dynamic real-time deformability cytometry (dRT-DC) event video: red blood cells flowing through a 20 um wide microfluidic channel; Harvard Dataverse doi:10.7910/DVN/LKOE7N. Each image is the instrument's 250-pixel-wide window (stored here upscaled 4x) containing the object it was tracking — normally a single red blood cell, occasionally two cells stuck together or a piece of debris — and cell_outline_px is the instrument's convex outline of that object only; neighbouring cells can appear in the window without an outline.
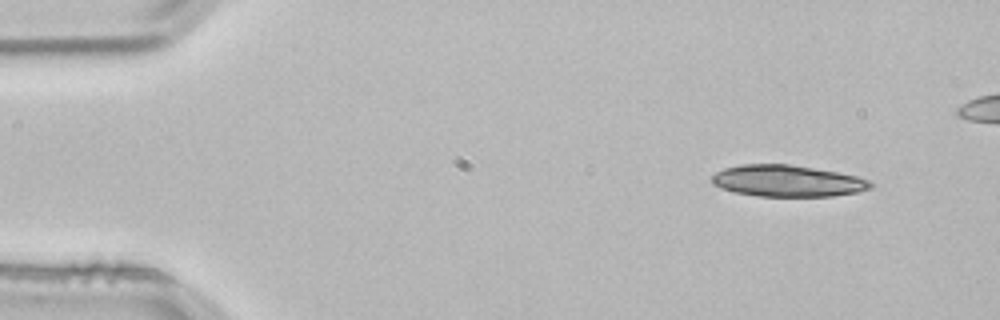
{"species": "common noctule bat (a hibernating species)", "species_latin": "Nyctalus noctula", "temperature_condition": "room temperature", "stored_images_in_passage": 4, "camera_frame_rate_fps": 3000, "um_per_image_px": 0.085, "animal": {"sex": "male", "body_mass_g": 21.5, "forearm_length_mm": 52.0}, "frame": {"image": 1, "passage_image": 1, "time_ms": 0.0, "image_size_px": [1000, 320], "cell_outline_px": [[872, 188], [856, 192], [832, 196], [756, 196], [732, 192], [720, 188], [712, 184], [712, 176], [716, 172], [724, 168], [740, 164], [788, 164], [836, 172], [856, 176], [868, 180], [872, 184]], "centroid_in_image_um": [66.87, 15.38], "position_along_channel_um": 18.1, "area_um2": 29.07}}
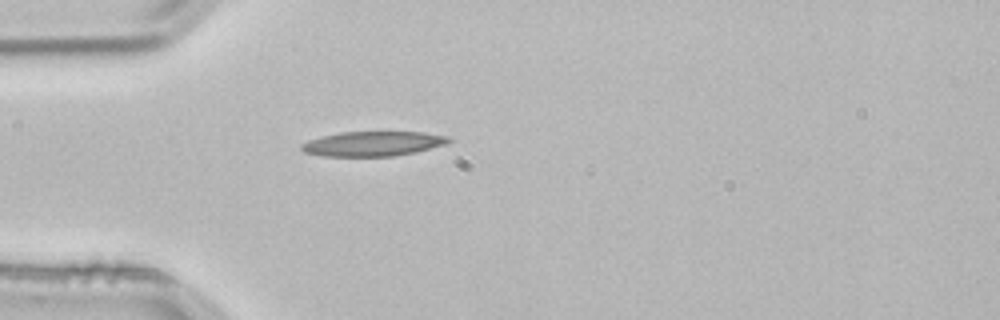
{"frame": {"image": 2, "passage_image": 4, "time_ms": 1.0, "image_size_px": [1000, 320], "cell_outline_px": [[452, 140], [448, 144], [416, 152], [392, 156], [324, 156], [304, 152], [300, 148], [300, 144], [308, 140], [340, 132], [424, 132], [452, 136]], "centroid_in_image_um": [31.76, 12.21], "position_along_channel_um": 53.2, "area_um2": 21.39}}